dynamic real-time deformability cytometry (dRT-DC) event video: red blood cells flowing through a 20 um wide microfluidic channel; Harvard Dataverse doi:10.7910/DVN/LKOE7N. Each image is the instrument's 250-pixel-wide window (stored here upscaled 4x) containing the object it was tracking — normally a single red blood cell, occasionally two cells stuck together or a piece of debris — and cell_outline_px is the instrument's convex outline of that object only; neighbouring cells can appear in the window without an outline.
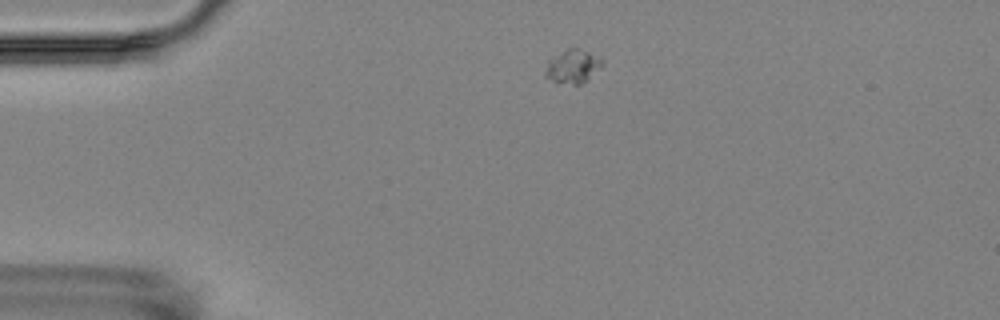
{"species": "Egyptian fruit bat (a non-hibernating species)", "species_latin": "Rousettus aegyptiacus", "temperature_condition": "room temperature", "stored_images_in_passage": 3, "camera_frame_rate_fps": 3000, "um_per_image_px": 0.085, "animal": {"sex": "female"}, "frame": {"image": 1, "passage_image": 1, "time_ms": 0.0, "image_size_px": [1000, 320], "cell_outline_px": [[604, 64], [588, 80], [580, 84], [556, 84], [544, 76], [544, 72], [548, 60], [552, 56], [568, 48], [580, 48], [600, 56], [604, 60]], "centroid_in_image_um": [48.68, 5.65], "position_along_channel_um": 36.3, "area_um2": 11.62}}
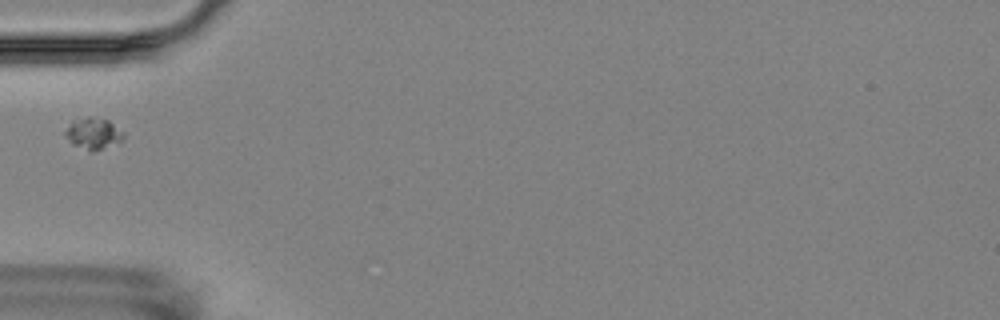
{"frame": {"image": 2, "passage_image": 3, "time_ms": 2.333, "image_size_px": [1000, 320], "cell_outline_px": [[124, 136], [120, 140], [92, 152], [88, 152], [72, 144], [64, 136], [64, 132], [72, 120], [88, 116], [92, 116], [108, 120], [124, 132]], "centroid_in_image_um": [7.87, 11.33], "position_along_channel_um": 77.1, "area_um2": 10.64}}